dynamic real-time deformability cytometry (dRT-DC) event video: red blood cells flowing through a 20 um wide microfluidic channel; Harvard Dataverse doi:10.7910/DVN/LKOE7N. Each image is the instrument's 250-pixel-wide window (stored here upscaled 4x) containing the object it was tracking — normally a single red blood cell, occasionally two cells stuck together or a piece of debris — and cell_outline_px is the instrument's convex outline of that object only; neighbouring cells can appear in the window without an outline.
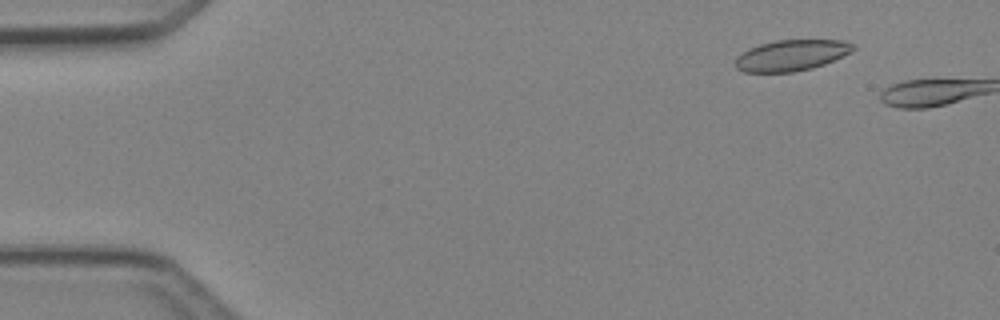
{"species": "Egyptian fruit bat (a non-hibernating species)", "species_latin": "Rousettus aegyptiacus", "temperature_condition": "cold", "stored_images_in_passage": 3, "camera_frame_rate_fps": 3000, "um_per_image_px": 0.085, "animal": {"sex": "female"}, "frame": {"image": 1, "passage_image": 2, "time_ms": 1.333, "image_size_px": [1000, 320], "cell_outline_px": [[856, 48], [852, 52], [824, 64], [812, 68], [792, 72], [744, 72], [736, 68], [736, 56], [748, 48], [760, 44], [776, 40], [844, 40], [852, 44]], "centroid_in_image_um": [67.26, 4.7], "position_along_channel_um": 17.7, "area_um2": 21.27}}